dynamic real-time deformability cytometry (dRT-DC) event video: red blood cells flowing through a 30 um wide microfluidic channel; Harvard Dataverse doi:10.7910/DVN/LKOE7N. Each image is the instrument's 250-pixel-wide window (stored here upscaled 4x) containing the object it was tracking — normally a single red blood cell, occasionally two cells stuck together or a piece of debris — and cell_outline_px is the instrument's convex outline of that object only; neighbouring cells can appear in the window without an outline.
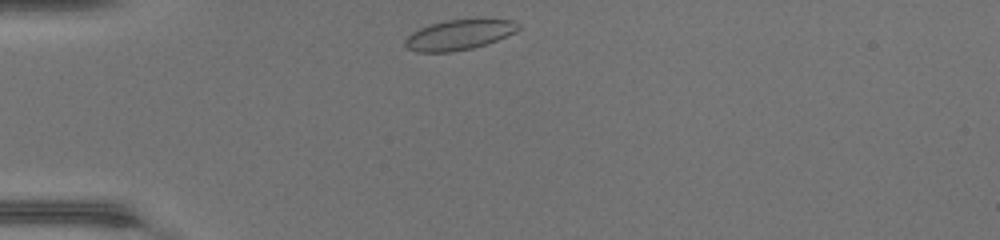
{"species": "common noctule bat (a hibernating species)", "species_latin": "Nyctalus noctula", "temperature_condition": "warm", "stored_images_in_passage": 30, "camera_frame_rate_fps": 3000, "um_per_image_px": 0.085, "animal": {"sex": "female", "body_mass_g": 17.0, "forearm_length_mm": 48.0}, "frame": {"image": 1, "passage_image": 1, "time_ms": 0.0, "image_size_px": [1000, 240], "cell_outline_px": [[520, 28], [516, 32], [488, 44], [472, 48], [452, 52], [416, 52], [408, 48], [404, 44], [404, 40], [412, 32], [428, 24], [448, 20], [512, 20], [520, 24]], "centroid_in_image_um": [39.01, 2.97], "position_along_channel_um": 46.0, "area_um2": 19.83}}
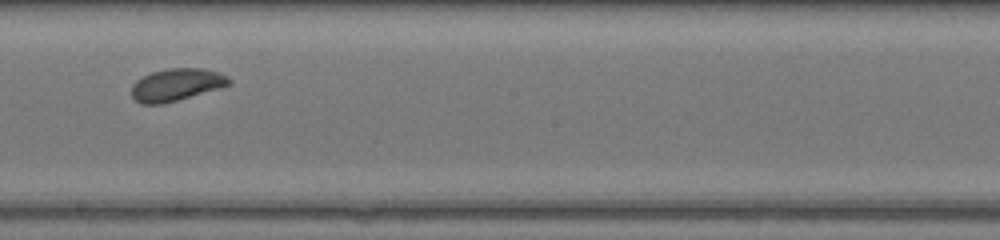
{"frame": {"image": 2, "passage_image": 16, "time_ms": 5.0, "image_size_px": [1000, 240], "cell_outline_px": [[232, 84], [220, 88], [164, 104], [140, 104], [132, 96], [132, 84], [136, 80], [152, 72], [168, 68], [204, 68], [220, 72], [228, 76], [232, 80]], "centroid_in_image_um": [15.03, 7.2], "position_along_channel_um": 233.2, "area_um2": 18.55}}
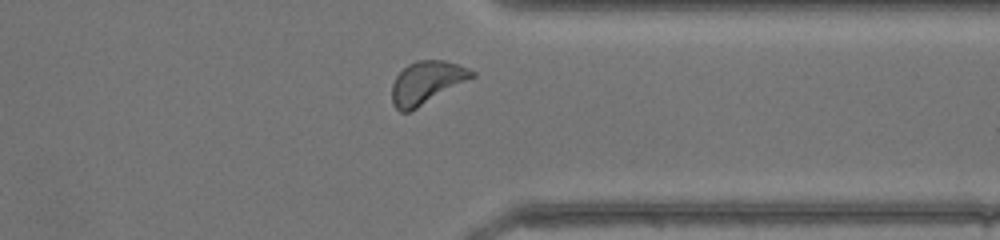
{"frame": {"image": 3, "passage_image": 26, "time_ms": 8.333, "image_size_px": [1000, 240], "cell_outline_px": [[476, 76], [416, 108], [408, 112], [400, 112], [392, 104], [392, 84], [396, 76], [408, 64], [416, 60], [444, 60], [468, 68], [476, 72]], "centroid_in_image_um": [36.25, 7.01], "position_along_channel_um": 375.1, "area_um2": 19.71}, "authors_computed_cell_mechanics": {"area_um2": 19.0451, "velocity_mm_per_s": 4.3142, "shape_relaxation_time_tau1_ms": 1.6476, "shape_relaxation_time_tau2_ms": null, "deformation_change_tau1": 0.0927, "deformation_change_tau2": null}}